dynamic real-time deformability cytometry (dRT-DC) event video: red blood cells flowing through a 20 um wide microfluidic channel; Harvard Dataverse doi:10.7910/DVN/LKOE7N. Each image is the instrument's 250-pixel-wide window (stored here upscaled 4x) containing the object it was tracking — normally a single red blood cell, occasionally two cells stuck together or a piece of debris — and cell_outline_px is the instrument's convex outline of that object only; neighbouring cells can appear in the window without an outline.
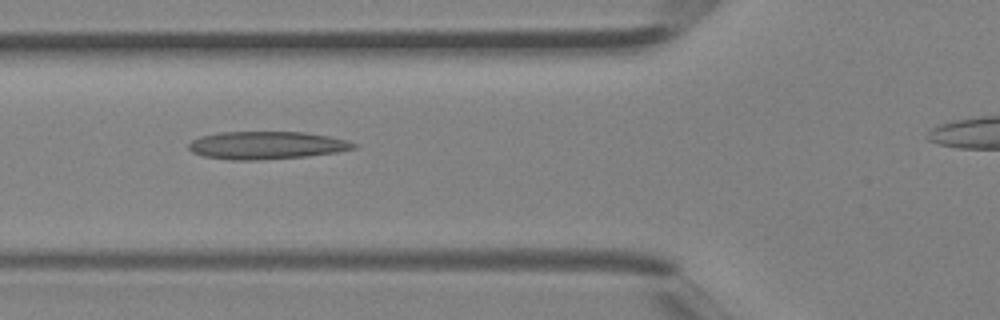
{"species": "Egyptian fruit bat (a non-hibernating species)", "species_latin": "Rousettus aegyptiacus", "temperature_condition": "room temperature", "stored_images_in_passage": 29, "camera_frame_rate_fps": 3000, "um_per_image_px": 0.085, "animal": {"sex": "female"}, "frame": {"image": 1, "passage_image": 8, "time_ms": 2.333, "image_size_px": [1000, 320], "cell_outline_px": [[360, 144], [356, 148], [336, 152], [308, 156], [260, 160], [228, 160], [204, 156], [192, 152], [188, 148], [188, 144], [192, 140], [200, 136], [220, 132], [304, 132], [328, 136], [348, 140]], "centroid_in_image_um": [22.67, 12.35], "position_along_channel_um": 103.1, "area_um2": 26.88}}
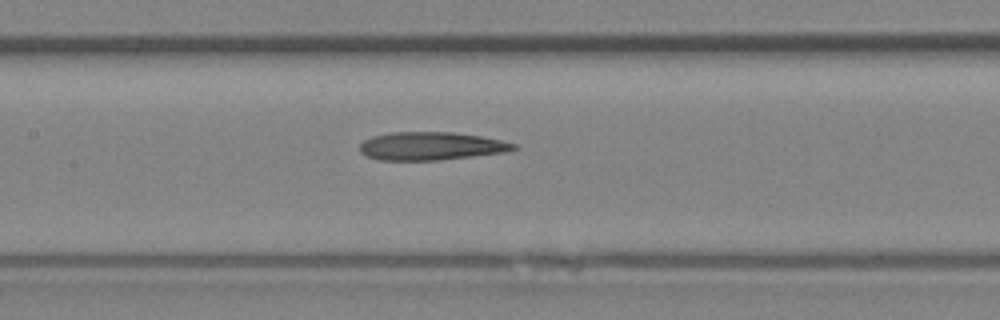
{"frame": {"image": 2, "passage_image": 12, "time_ms": 3.667, "image_size_px": [1000, 320], "cell_outline_px": [[520, 148], [504, 152], [440, 160], [380, 160], [368, 156], [360, 152], [360, 144], [364, 140], [372, 136], [388, 132], [452, 132], [480, 136], [500, 140], [516, 144]], "centroid_in_image_um": [36.62, 12.41], "position_along_channel_um": 170.8, "area_um2": 25.14}}
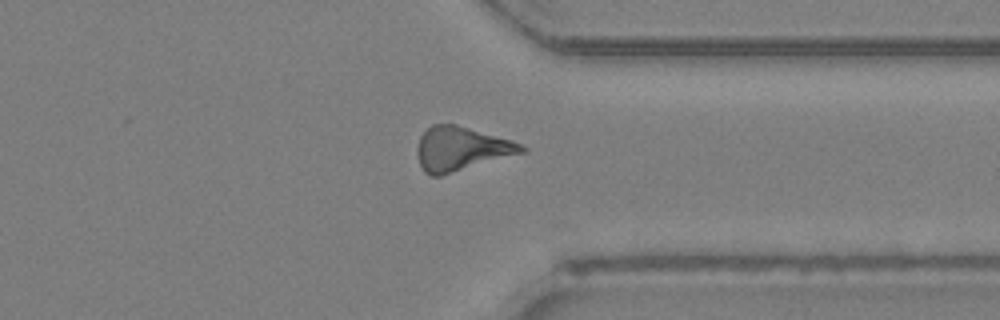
{"frame": {"image": 3, "passage_image": 24, "time_ms": 7.667, "image_size_px": [1000, 320], "cell_outline_px": [[528, 152], [440, 176], [432, 176], [424, 172], [420, 164], [416, 152], [416, 148], [420, 136], [432, 124], [456, 124], [512, 140], [528, 148]], "centroid_in_image_um": [39.22, 12.65], "position_along_channel_um": 372.2, "area_um2": 26.99}}